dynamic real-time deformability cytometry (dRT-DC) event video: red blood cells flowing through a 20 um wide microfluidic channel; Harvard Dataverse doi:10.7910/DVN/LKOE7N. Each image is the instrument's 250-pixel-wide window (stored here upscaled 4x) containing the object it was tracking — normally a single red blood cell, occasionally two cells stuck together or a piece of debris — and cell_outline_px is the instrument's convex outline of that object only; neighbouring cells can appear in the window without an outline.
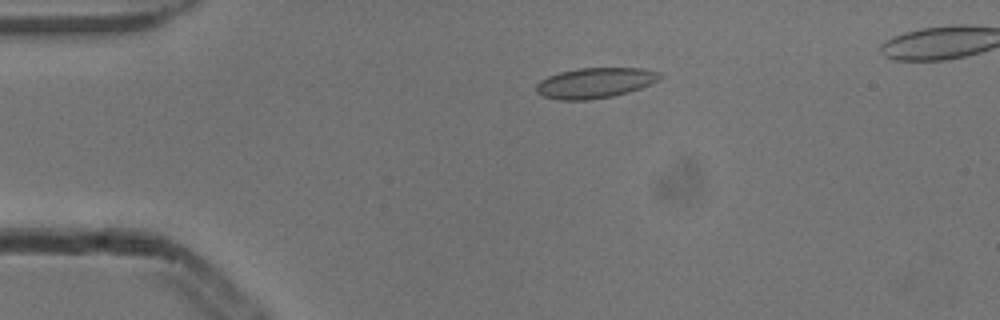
{"species": "common noctule bat (a hibernating species)", "species_latin": "Nyctalus noctula", "temperature_condition": "cold", "stored_images_in_passage": 5, "camera_frame_rate_fps": 3000, "um_per_image_px": 0.085, "animal": {"sex": "male", "body_mass_g": 13.3}, "frame": {"image": 1, "passage_image": 3, "time_ms": 0.667, "image_size_px": [1000, 320], "cell_outline_px": [[664, 76], [660, 80], [640, 88], [628, 92], [612, 96], [588, 100], [556, 100], [544, 96], [536, 92], [536, 84], [540, 80], [548, 76], [560, 72], [580, 68], [644, 68], [660, 72]], "centroid_in_image_um": [50.6, 7.04], "position_along_channel_um": 34.4, "area_um2": 22.02}}